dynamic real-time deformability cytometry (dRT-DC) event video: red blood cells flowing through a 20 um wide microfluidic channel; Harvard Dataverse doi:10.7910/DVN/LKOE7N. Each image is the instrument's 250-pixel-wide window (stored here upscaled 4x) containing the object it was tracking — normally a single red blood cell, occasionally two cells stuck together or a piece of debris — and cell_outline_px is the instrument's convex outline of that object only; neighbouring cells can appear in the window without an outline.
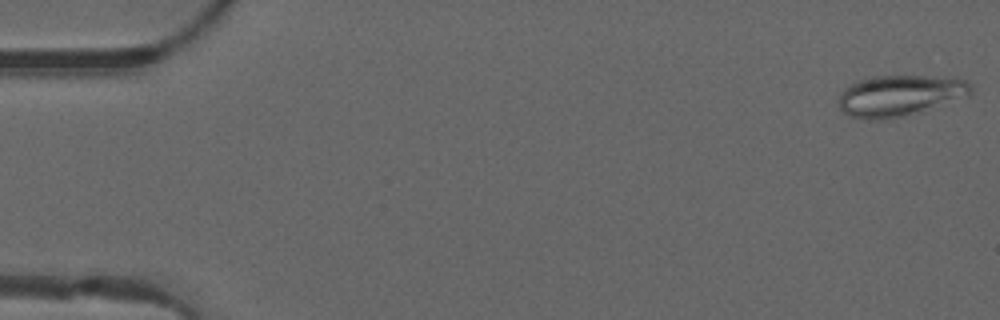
{"species": "common noctule bat (a hibernating species)", "species_latin": "Nyctalus noctula", "temperature_condition": "warm", "stored_images_in_passage": 50, "camera_frame_rate_fps": 3000, "um_per_image_px": 0.085, "animal": {"sex": "male", "forearm_length_mm": 52.5}, "frame": {"image": 1, "passage_image": 1, "time_ms": 0.0, "image_size_px": [1000, 320], "cell_outline_px": [[972, 92], [968, 96], [904, 116], [884, 120], [868, 120], [848, 116], [840, 108], [840, 92], [844, 88], [860, 80], [872, 76], [956, 76], [972, 84]], "centroid_in_image_um": [76.5, 8.11], "position_along_channel_um": 8.5, "area_um2": 31.73}}
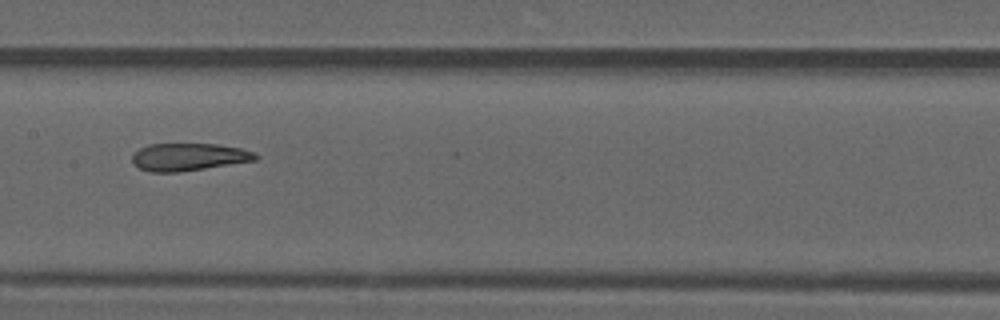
{"frame": {"image": 2, "passage_image": 25, "time_ms": 8.0, "image_size_px": [1000, 320], "cell_outline_px": [[260, 156], [256, 160], [180, 172], [148, 172], [132, 164], [132, 156], [140, 148], [148, 144], [216, 144], [240, 148], [256, 152]], "centroid_in_image_um": [16.04, 13.34], "position_along_channel_um": 191.4, "area_um2": 19.83}}
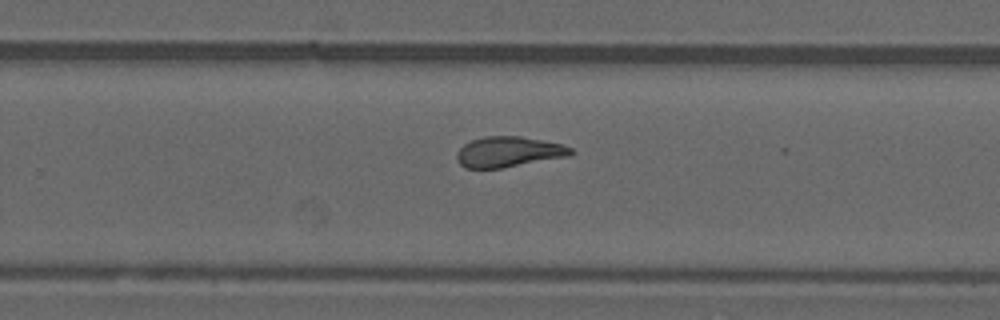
{"frame": {"image": 3, "passage_image": 32, "time_ms": 10.333, "image_size_px": [1000, 320], "cell_outline_px": [[576, 152], [568, 156], [500, 168], [464, 168], [456, 160], [456, 152], [464, 144], [472, 140], [484, 136], [520, 136], [564, 144], [572, 148]], "centroid_in_image_um": [43.22, 12.9], "position_along_channel_um": 286.6, "area_um2": 20.29}, "authors_computed_cell_mechanics": {"area_um2": 21.5016, "velocity_mm_per_s": 4.1033, "shape_relaxation_time_tau1_ms": null, "shape_relaxation_time_tau2_ms": 1.8594, "deformation_change_tau1": null, "deformation_change_tau2": 0.1041}}